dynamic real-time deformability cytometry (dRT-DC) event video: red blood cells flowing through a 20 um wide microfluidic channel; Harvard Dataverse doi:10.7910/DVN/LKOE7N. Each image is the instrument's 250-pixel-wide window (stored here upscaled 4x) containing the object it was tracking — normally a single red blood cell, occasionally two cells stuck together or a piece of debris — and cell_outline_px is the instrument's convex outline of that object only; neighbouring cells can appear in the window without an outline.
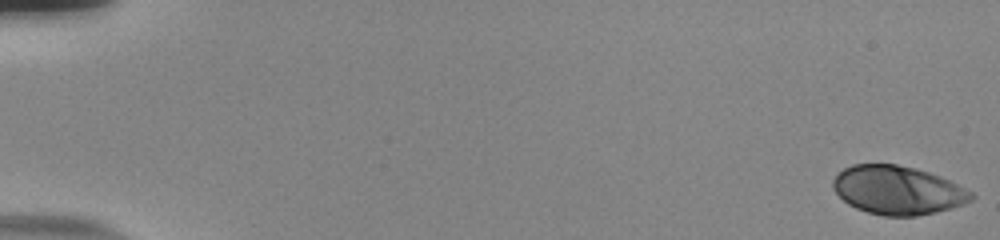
{"species": "human", "species_latin": "Homo sapiens", "temperature_condition": "room temperature", "stored_images_in_passage": 56, "camera_frame_rate_fps": 3000, "um_per_image_px": 0.085, "donor": {"sex": "male"}, "frame": {"image": 1, "passage_image": 1, "time_ms": 0.0, "image_size_px": [1000, 240], "cell_outline_px": [[976, 196], [972, 200], [964, 204], [936, 212], [916, 216], [884, 216], [868, 212], [856, 208], [848, 204], [832, 188], [832, 180], [844, 168], [852, 164], [896, 164], [916, 168], [940, 176], [972, 192]], "centroid_in_image_um": [76.3, 16.17], "position_along_channel_um": 8.7, "area_um2": 39.07}}
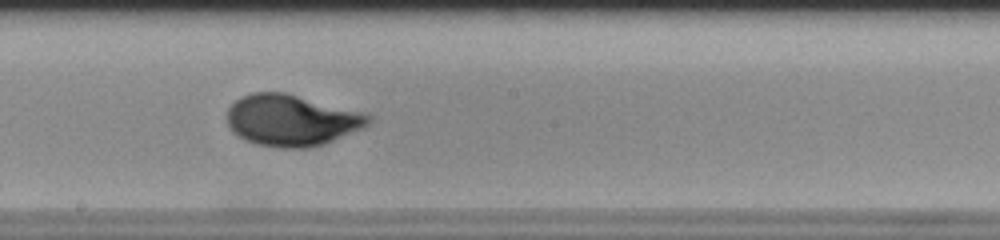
{"frame": {"image": 2, "passage_image": 33, "time_ms": 10.667, "image_size_px": [1000, 240], "cell_outline_px": [[372, 120], [364, 128], [324, 144], [308, 148], [280, 148], [256, 144], [244, 140], [232, 132], [228, 128], [228, 108], [240, 96], [252, 92], [284, 92], [364, 112], [372, 116]], "centroid_in_image_um": [24.78, 10.23], "position_along_channel_um": 223.4, "area_um2": 42.66}}
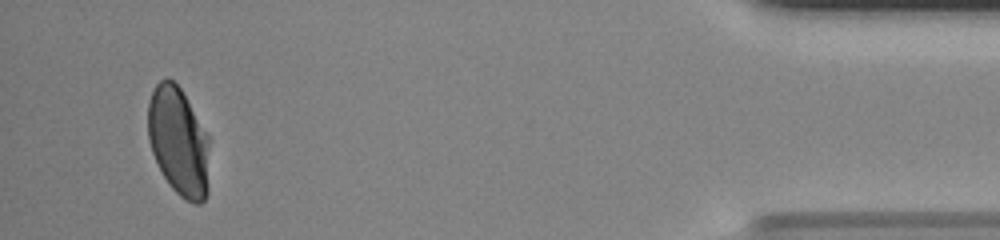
{"frame": {"image": 3, "passage_image": 54, "time_ms": 17.667, "image_size_px": [1000, 240], "cell_outline_px": [[208, 192], [204, 200], [200, 204], [192, 204], [184, 200], [172, 188], [164, 176], [152, 152], [148, 140], [148, 104], [152, 92], [156, 84], [160, 80], [172, 80], [180, 88], [208, 136]], "centroid_in_image_um": [15.17, 12.07], "position_along_channel_um": 420.0, "area_um2": 38.55}, "authors_computed_cell_mechanics": {"area_um2": 40.2577, "velocity_mm_per_s": 3.7115, "shape_relaxation_time_tau1_ms": 4.2555, "shape_relaxation_time_tau2_ms": null, "deformation_change_tau1": 0.1896, "deformation_change_tau2": null}}